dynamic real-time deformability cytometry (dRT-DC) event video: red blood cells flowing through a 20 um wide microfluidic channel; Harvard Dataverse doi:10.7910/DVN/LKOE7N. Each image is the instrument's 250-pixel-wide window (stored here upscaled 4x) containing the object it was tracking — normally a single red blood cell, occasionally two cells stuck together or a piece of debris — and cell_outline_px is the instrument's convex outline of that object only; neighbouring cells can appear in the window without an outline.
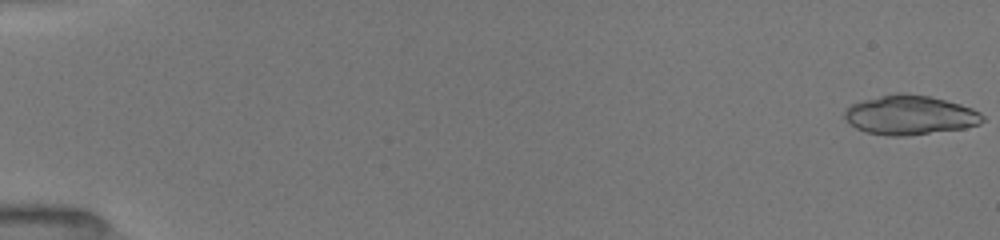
{"species": "common noctule bat (a hibernating species)", "species_latin": "Nyctalus noctula", "temperature_condition": "room temperature", "stored_images_in_passage": 52, "camera_frame_rate_fps": 3000, "um_per_image_px": 0.085, "animal": {"sex": "female", "body_mass_g": 19.5, "forearm_length_mm": 54.1}, "frame": {"image": 1, "passage_image": 1, "time_ms": 0.0, "image_size_px": [1000, 240], "cell_outline_px": [[984, 120], [980, 124], [964, 128], [908, 136], [888, 136], [868, 132], [856, 128], [848, 124], [844, 116], [844, 112], [852, 104], [860, 100], [896, 92], [904, 92], [928, 96], [960, 104], [972, 108], [980, 112], [984, 116]], "centroid_in_image_um": [77.33, 9.78], "position_along_channel_um": 7.7, "area_um2": 31.85}}
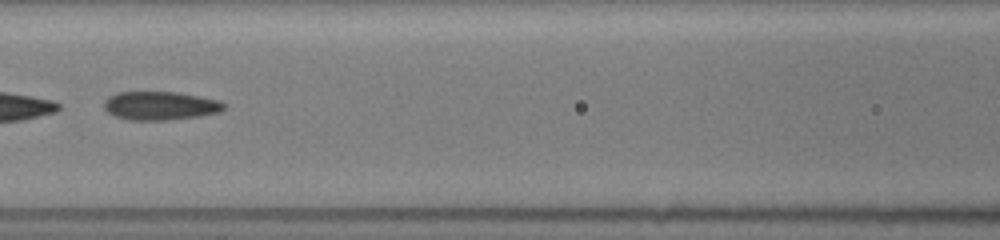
{"frame": {"image": 2, "passage_image": 25, "time_ms": 8.0, "image_size_px": [1000, 240], "cell_outline_px": [[224, 108], [220, 112], [200, 116], [168, 120], [128, 120], [112, 116], [104, 108], [104, 100], [108, 96], [116, 92], [176, 92], [220, 100], [224, 104]], "centroid_in_image_um": [13.58, 8.99], "position_along_channel_um": 153.0, "area_um2": 20.11}}
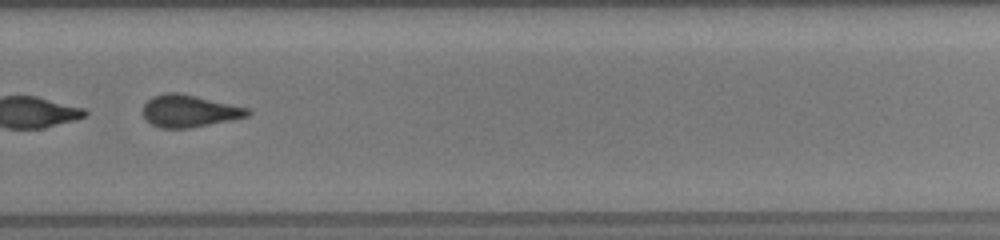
{"frame": {"image": 3, "passage_image": 37, "time_ms": 12.0, "image_size_px": [1000, 240], "cell_outline_px": [[252, 112], [248, 116], [232, 120], [192, 128], [160, 128], [152, 124], [144, 116], [144, 104], [152, 96], [164, 92], [180, 92], [248, 108]], "centroid_in_image_um": [16.1, 9.43], "position_along_channel_um": 313.7, "area_um2": 19.71}}